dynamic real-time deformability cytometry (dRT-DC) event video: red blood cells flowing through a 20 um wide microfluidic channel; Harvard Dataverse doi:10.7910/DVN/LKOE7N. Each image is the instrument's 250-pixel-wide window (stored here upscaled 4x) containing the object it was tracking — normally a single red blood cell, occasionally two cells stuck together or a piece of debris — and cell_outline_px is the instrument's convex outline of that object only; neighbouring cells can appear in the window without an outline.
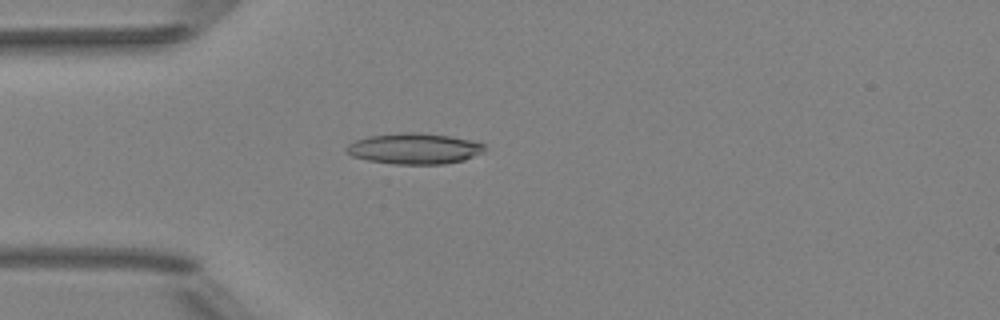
{"species": "Egyptian fruit bat (a non-hibernating species)", "species_latin": "Rousettus aegyptiacus", "temperature_condition": "room temperature", "stored_images_in_passage": 40, "camera_frame_rate_fps": 3000, "um_per_image_px": 0.085, "animal": {"sex": "female"}, "frame": {"image": 1, "passage_image": 3, "time_ms": 0.667, "image_size_px": [1000, 320], "cell_outline_px": [[488, 148], [484, 152], [464, 160], [444, 164], [392, 164], [368, 160], [352, 156], [344, 152], [344, 148], [348, 144], [356, 140], [368, 136], [400, 132], [420, 132], [448, 136], [472, 140], [484, 144]], "centroid_in_image_um": [35.21, 12.63], "position_along_channel_um": 49.8, "area_um2": 25.14}}
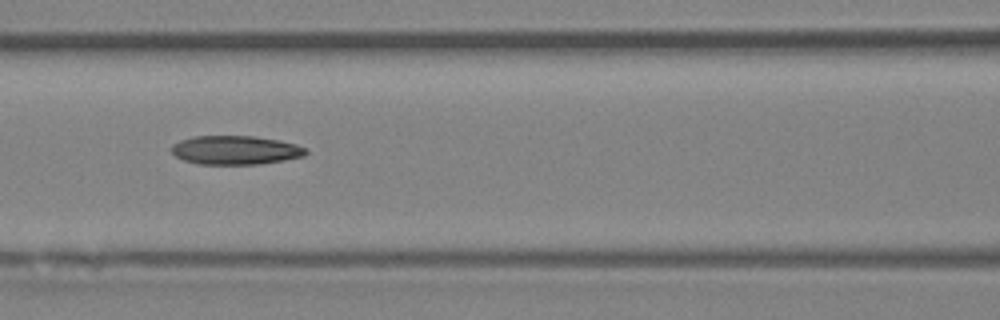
{"frame": {"image": 2, "passage_image": 11, "time_ms": 3.333, "image_size_px": [1000, 320], "cell_outline_px": [[308, 152], [304, 156], [284, 160], [256, 164], [200, 164], [184, 160], [176, 156], [172, 152], [172, 144], [180, 140], [192, 136], [256, 136], [280, 140], [296, 144], [308, 148]], "centroid_in_image_um": [20.04, 12.75], "position_along_channel_um": 146.6, "area_um2": 22.66}}
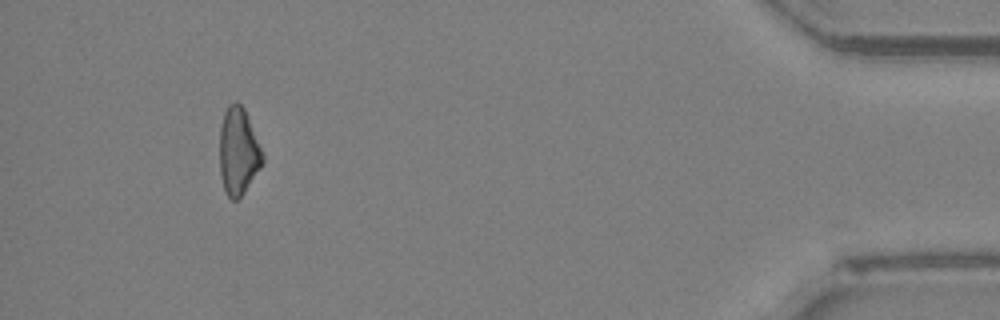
{"frame": {"image": 3, "passage_image": 36, "time_ms": 11.667, "image_size_px": [1000, 320], "cell_outline_px": [[264, 160], [260, 168], [244, 192], [236, 200], [232, 200], [224, 192], [220, 172], [220, 128], [224, 112], [228, 104], [236, 100], [244, 108], [264, 156]], "centroid_in_image_um": [20.24, 12.86], "position_along_channel_um": 415.0, "area_um2": 21.68}}